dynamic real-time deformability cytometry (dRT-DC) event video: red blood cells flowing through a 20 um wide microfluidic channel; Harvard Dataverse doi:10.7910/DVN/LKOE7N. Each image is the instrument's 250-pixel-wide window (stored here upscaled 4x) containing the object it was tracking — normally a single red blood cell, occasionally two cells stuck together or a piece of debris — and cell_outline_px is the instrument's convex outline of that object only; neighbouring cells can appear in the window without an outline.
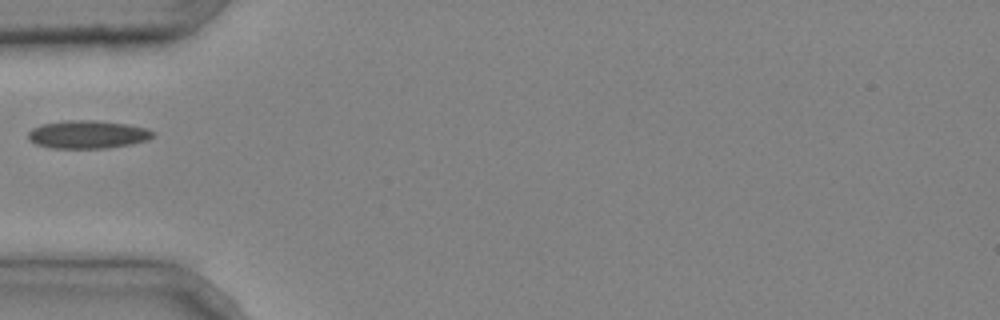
{"species": "common noctule bat (a hibernating species)", "species_latin": "Nyctalus noctula", "temperature_condition": "cold", "stored_images_in_passage": 2, "camera_frame_rate_fps": 3000, "um_per_image_px": 0.085, "animal": {"sex": "male", "body_mass_g": 20.4}, "frame": {"image": 1, "passage_image": 2, "time_ms": 0.333, "image_size_px": [1000, 320], "cell_outline_px": [[156, 132], [148, 140], [132, 144], [108, 148], [48, 148], [36, 144], [28, 140], [28, 132], [32, 128], [40, 124], [68, 120], [96, 120], [128, 124], [144, 128]], "centroid_in_image_um": [7.42, 11.43], "position_along_channel_um": 77.6, "area_um2": 20.58}}